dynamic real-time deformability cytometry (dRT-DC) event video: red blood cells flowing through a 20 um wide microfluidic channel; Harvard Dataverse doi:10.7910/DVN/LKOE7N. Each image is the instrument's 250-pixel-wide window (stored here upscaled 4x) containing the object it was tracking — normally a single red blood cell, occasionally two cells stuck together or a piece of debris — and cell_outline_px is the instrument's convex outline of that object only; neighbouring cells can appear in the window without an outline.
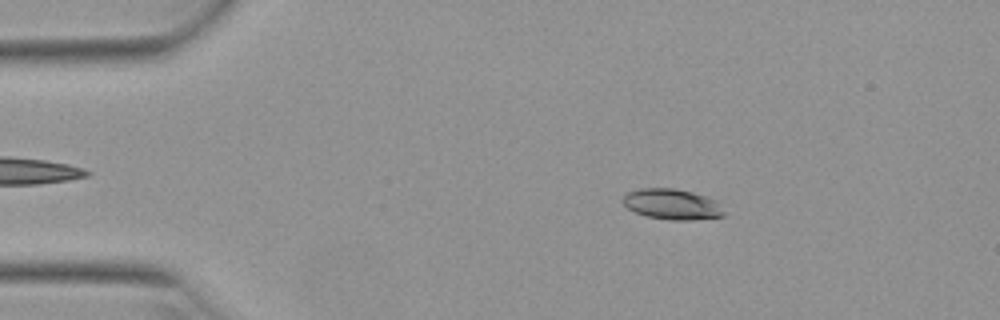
{"species": "Egyptian fruit bat (a non-hibernating species)", "species_latin": "Rousettus aegyptiacus", "temperature_condition": "warm", "stored_images_in_passage": 51, "camera_frame_rate_fps": 3000, "um_per_image_px": 0.085, "animal": {"sex": "female"}, "frame": {"image": 1, "passage_image": 8, "time_ms": 2.333, "image_size_px": [1000, 320], "cell_outline_px": [[724, 216], [692, 220], [668, 220], [644, 216], [628, 208], [620, 200], [628, 192], [640, 188], [676, 188], [692, 192], [716, 200], [724, 212]], "centroid_in_image_um": [57.1, 17.36], "position_along_channel_um": 27.9, "area_um2": 18.09}}
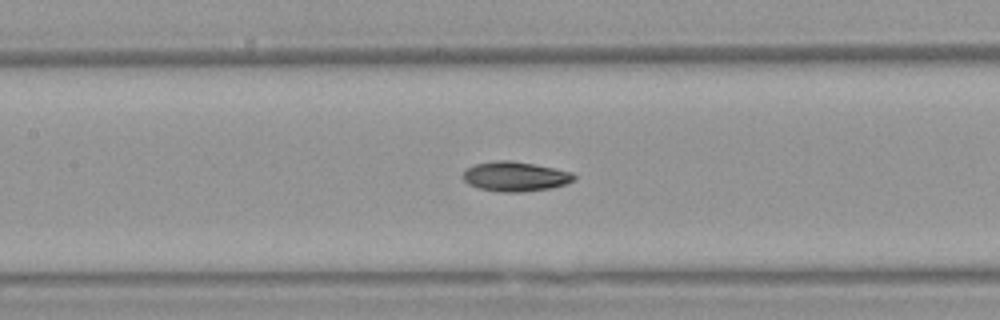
{"frame": {"image": 2, "passage_image": 23, "time_ms": 7.333, "image_size_px": [1000, 320], "cell_outline_px": [[576, 176], [572, 180], [564, 184], [552, 188], [524, 192], [500, 192], [480, 188], [468, 184], [460, 176], [468, 168], [476, 164], [496, 160], [512, 160], [572, 172]], "centroid_in_image_um": [43.76, 15.0], "position_along_channel_um": 163.6, "area_um2": 19.07}}
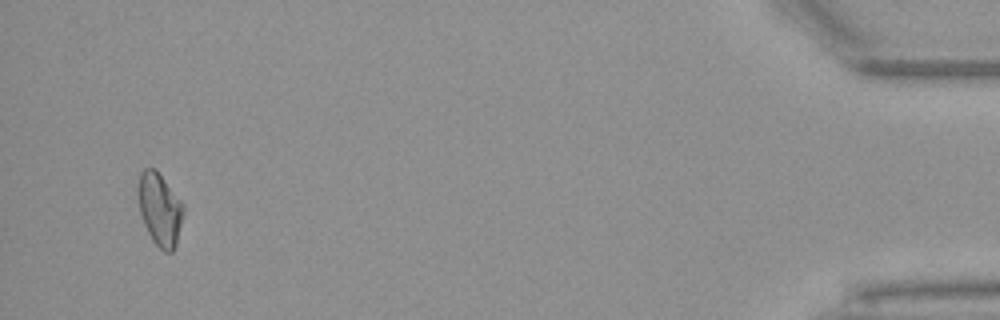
{"frame": {"image": 3, "passage_image": 49, "time_ms": 16.0, "image_size_px": [1000, 320], "cell_outline_px": [[184, 212], [176, 244], [172, 252], [164, 252], [152, 240], [144, 224], [140, 212], [136, 192], [136, 184], [140, 172], [144, 168], [156, 168], [184, 204]], "centroid_in_image_um": [13.56, 17.74], "position_along_channel_um": 421.6, "area_um2": 19.54}, "authors_computed_cell_mechanics": {"area_um2": 18.785, "velocity_mm_per_s": 3.9286, "shape_relaxation_time_tau1_ms": 8.2329, "shape_relaxation_time_tau2_ms": 6.0921, "deformation_change_tau1": 0.1903, "deformation_change_tau2": 0.1091}}